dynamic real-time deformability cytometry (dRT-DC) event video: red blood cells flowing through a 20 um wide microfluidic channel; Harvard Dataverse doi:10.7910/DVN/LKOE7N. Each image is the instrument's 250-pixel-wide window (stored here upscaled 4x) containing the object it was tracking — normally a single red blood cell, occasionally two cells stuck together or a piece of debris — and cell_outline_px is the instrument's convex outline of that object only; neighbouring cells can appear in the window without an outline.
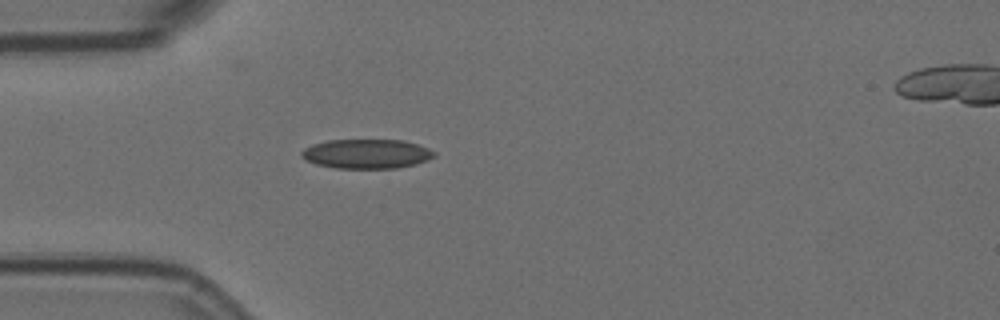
{"species": "Egyptian fruit bat (a non-hibernating species)", "species_latin": "Rousettus aegyptiacus", "temperature_condition": "room temperature", "stored_images_in_passage": 4, "camera_frame_rate_fps": 3000, "um_per_image_px": 0.085, "animal": {"sex": "female"}, "frame": {"image": 1, "passage_image": 4, "time_ms": 1.0, "image_size_px": [1000, 320], "cell_outline_px": [[436, 156], [428, 160], [416, 164], [396, 168], [336, 168], [316, 164], [304, 160], [300, 156], [300, 152], [304, 148], [312, 144], [328, 140], [404, 140], [428, 148], [436, 152]], "centroid_in_image_um": [31.15, 13.07], "position_along_channel_um": 53.9, "area_um2": 22.89}}